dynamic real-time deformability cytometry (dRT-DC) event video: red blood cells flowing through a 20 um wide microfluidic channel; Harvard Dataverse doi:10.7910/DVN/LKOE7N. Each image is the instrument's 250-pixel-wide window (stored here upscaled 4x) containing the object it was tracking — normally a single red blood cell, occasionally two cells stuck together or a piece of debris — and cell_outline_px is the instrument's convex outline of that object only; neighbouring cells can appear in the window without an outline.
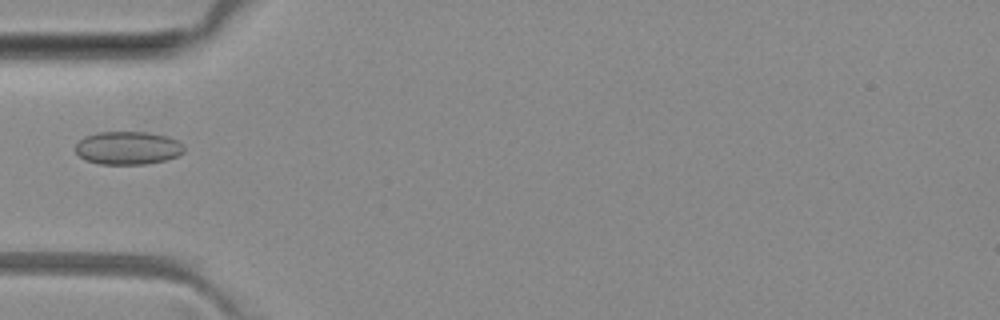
{"species": "common noctule bat (a hibernating species)", "species_latin": "Nyctalus noctula", "temperature_condition": "room temperature", "stored_images_in_passage": 2, "camera_frame_rate_fps": 3000, "um_per_image_px": 0.085, "animal": {"sex": "female", "body_mass_g": 29.2, "forearm_length_mm": 56.3}, "frame": {"image": 1, "passage_image": 2, "time_ms": 1.667, "image_size_px": [1000, 320], "cell_outline_px": [[184, 152], [176, 156], [164, 160], [144, 164], [100, 164], [84, 160], [76, 152], [76, 144], [84, 136], [96, 132], [148, 132], [168, 136], [184, 144]], "centroid_in_image_um": [10.86, 12.57], "position_along_channel_um": 74.1, "area_um2": 21.04}}